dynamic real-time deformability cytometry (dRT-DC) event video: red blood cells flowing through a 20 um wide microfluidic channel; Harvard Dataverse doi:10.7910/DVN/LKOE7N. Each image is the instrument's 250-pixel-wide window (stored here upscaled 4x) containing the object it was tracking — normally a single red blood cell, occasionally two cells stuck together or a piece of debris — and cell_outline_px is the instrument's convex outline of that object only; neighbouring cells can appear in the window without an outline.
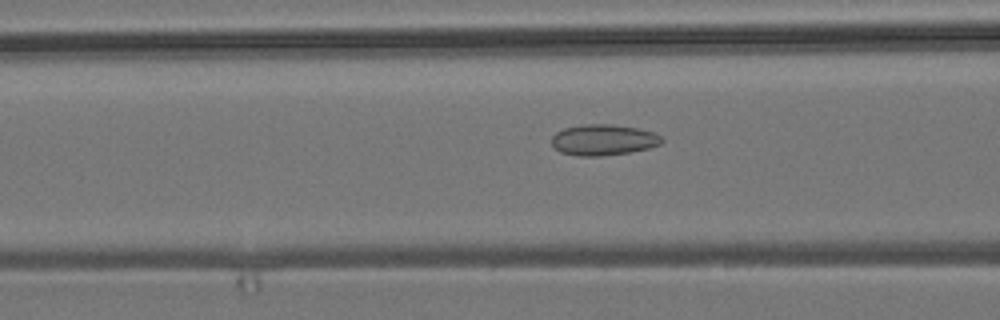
{"species": "common noctule bat (a hibernating species)", "species_latin": "Nyctalus noctula", "temperature_condition": "room temperature", "stored_images_in_passage": 54, "camera_frame_rate_fps": 3000, "um_per_image_px": 0.085, "animal": {"sex": "male", "body_mass_g": 19.2, "forearm_length_mm": 51.8}, "frame": {"image": 1, "passage_image": 21, "time_ms": 6.667, "image_size_px": [1000, 320], "cell_outline_px": [[664, 140], [660, 144], [648, 148], [628, 152], [600, 156], [580, 156], [560, 152], [552, 144], [552, 136], [556, 132], [564, 128], [584, 124], [612, 124], [636, 128], [652, 132], [660, 136]], "centroid_in_image_um": [51.26, 11.88], "position_along_channel_um": 115.3, "area_um2": 19.65}}
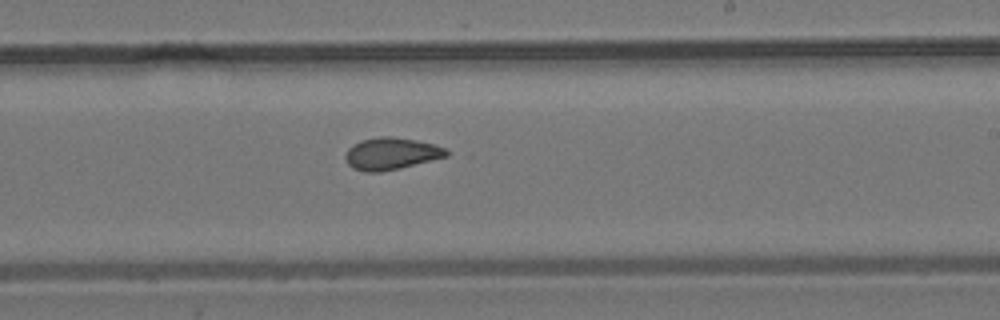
{"frame": {"image": 2, "passage_image": 32, "time_ms": 10.333, "image_size_px": [1000, 320], "cell_outline_px": [[448, 156], [400, 168], [380, 172], [364, 172], [352, 168], [348, 164], [344, 156], [348, 148], [352, 144], [360, 140], [380, 136], [392, 136], [416, 140], [432, 144], [444, 148], [448, 152]], "centroid_in_image_um": [33.2, 13.06], "position_along_channel_um": 255.8, "area_um2": 18.9}}
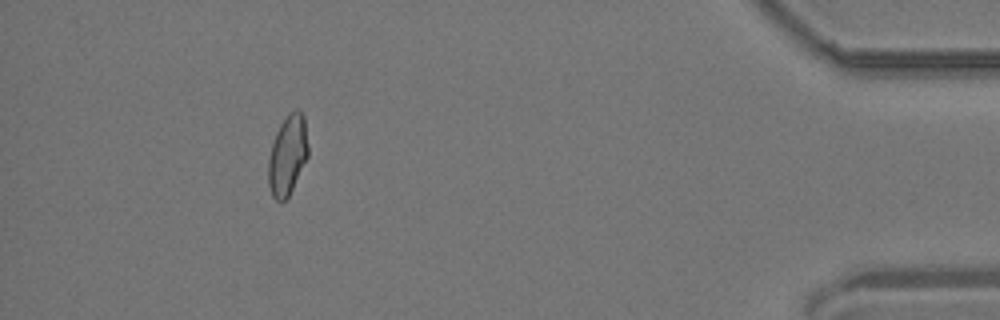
{"frame": {"image": 3, "passage_image": 49, "time_ms": 16.0, "image_size_px": [1000, 320], "cell_outline_px": [[308, 156], [288, 196], [280, 204], [272, 196], [268, 184], [268, 160], [272, 144], [276, 132], [280, 124], [288, 112], [296, 108], [300, 108], [304, 116], [308, 144]], "centroid_in_image_um": [24.44, 13.15], "position_along_channel_um": 410.8, "area_um2": 18.67}, "authors_computed_cell_mechanics": {"area_um2": 18.9873, "velocity_mm_per_s": 3.8264, "shape_relaxation_time_tau1_ms": null, "shape_relaxation_time_tau2_ms": 1.6607, "deformation_change_tau1": null, "deformation_change_tau2": 0.0675}}